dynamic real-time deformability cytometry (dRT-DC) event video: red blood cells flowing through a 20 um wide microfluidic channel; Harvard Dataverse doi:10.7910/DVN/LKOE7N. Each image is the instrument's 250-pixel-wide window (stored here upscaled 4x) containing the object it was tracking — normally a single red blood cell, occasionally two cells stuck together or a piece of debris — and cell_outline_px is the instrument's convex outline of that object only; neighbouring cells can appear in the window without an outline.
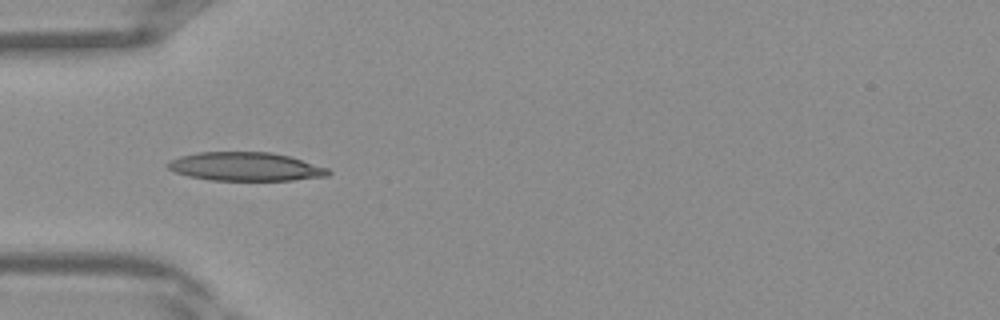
{"species": "Egyptian fruit bat (a non-hibernating species)", "species_latin": "Rousettus aegyptiacus", "temperature_condition": "warm", "stored_images_in_passage": 28, "camera_frame_rate_fps": 3000, "um_per_image_px": 0.085, "frame": {"image": 1, "passage_image": 1, "time_ms": 0.0, "image_size_px": [1000, 320], "cell_outline_px": [[332, 172], [328, 176], [292, 180], [212, 180], [188, 176], [176, 172], [168, 168], [168, 164], [172, 160], [180, 156], [196, 152], [268, 152], [288, 156], [328, 168]], "centroid_in_image_um": [20.88, 14.16], "position_along_channel_um": 64.1, "area_um2": 26.47}}
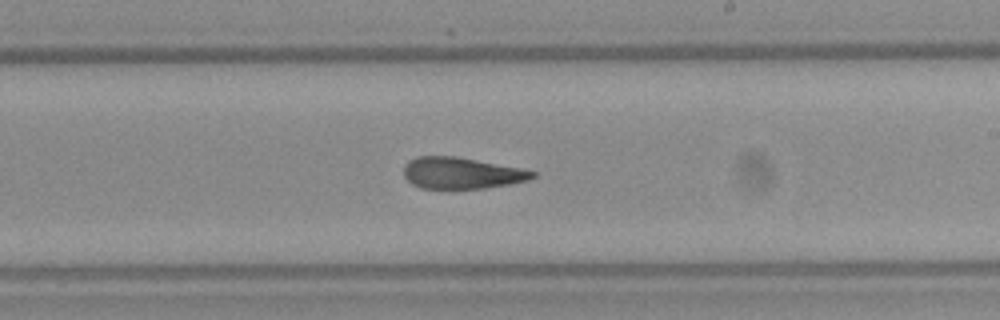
{"frame": {"image": 2, "passage_image": 12, "time_ms": 3.667, "image_size_px": [1000, 320], "cell_outline_px": [[536, 176], [528, 180], [508, 184], [484, 188], [420, 188], [412, 184], [404, 176], [404, 164], [408, 160], [416, 156], [456, 156], [520, 168], [536, 172]], "centroid_in_image_um": [39.19, 14.7], "position_along_channel_um": 249.8, "area_um2": 23.47}}
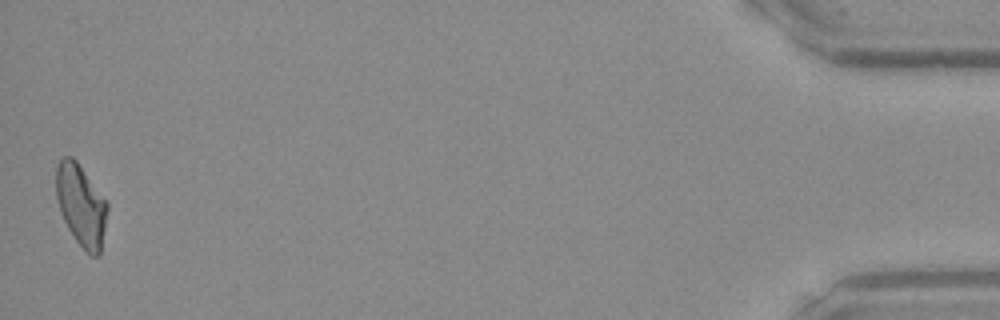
{"frame": {"image": 3, "passage_image": 28, "time_ms": 9.0, "image_size_px": [1000, 320], "cell_outline_px": [[108, 208], [100, 256], [92, 256], [76, 240], [68, 228], [60, 212], [56, 196], [56, 164], [64, 156], [72, 156], [76, 160], [108, 204]], "centroid_in_image_um": [6.88, 17.43], "position_along_channel_um": 428.3, "area_um2": 24.1}}